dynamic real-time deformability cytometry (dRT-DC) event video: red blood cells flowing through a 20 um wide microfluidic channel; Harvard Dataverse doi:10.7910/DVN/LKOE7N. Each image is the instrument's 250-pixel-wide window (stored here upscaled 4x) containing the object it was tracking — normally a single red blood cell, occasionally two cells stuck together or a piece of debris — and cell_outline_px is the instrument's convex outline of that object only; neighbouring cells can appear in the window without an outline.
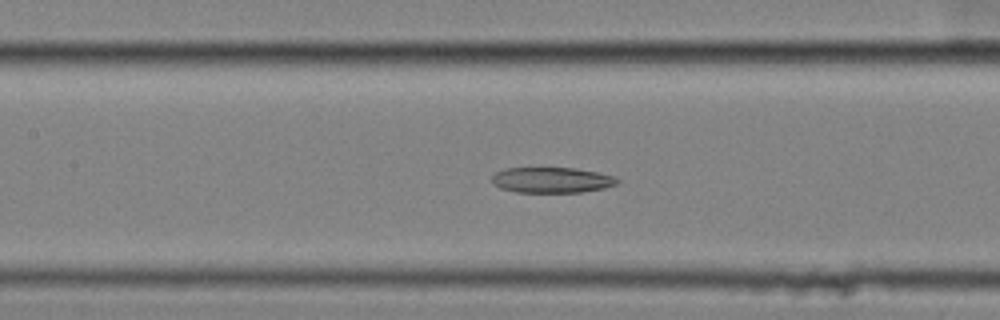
{"species": "common noctule bat (a hibernating species)", "species_latin": "Nyctalus noctula", "temperature_condition": "cold", "stored_images_in_passage": 43, "camera_frame_rate_fps": 3000, "um_per_image_px": 0.085, "animal": {"sex": "female", "body_mass_g": 25.1}, "frame": {"image": 1, "passage_image": 21, "time_ms": 6.667, "image_size_px": [1000, 320], "cell_outline_px": [[620, 180], [616, 184], [604, 188], [580, 192], [516, 192], [500, 188], [492, 184], [492, 176], [496, 172], [508, 168], [576, 168], [616, 176]], "centroid_in_image_um": [46.9, 15.3], "position_along_channel_um": 160.5, "area_um2": 18.67}}
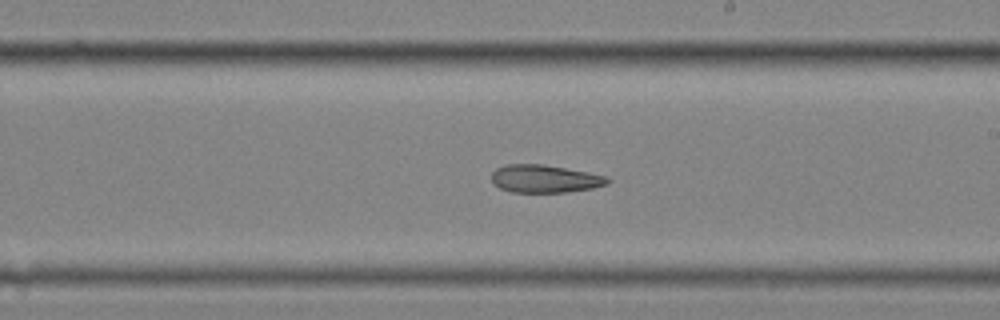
{"frame": {"image": 2, "passage_image": 28, "time_ms": 9.0, "image_size_px": [1000, 320], "cell_outline_px": [[612, 180], [608, 184], [592, 188], [564, 192], [512, 192], [500, 188], [492, 184], [492, 172], [496, 168], [504, 164], [540, 164], [588, 172], [608, 176]], "centroid_in_image_um": [46.3, 15.19], "position_along_channel_um": 242.7, "area_um2": 18.84}}
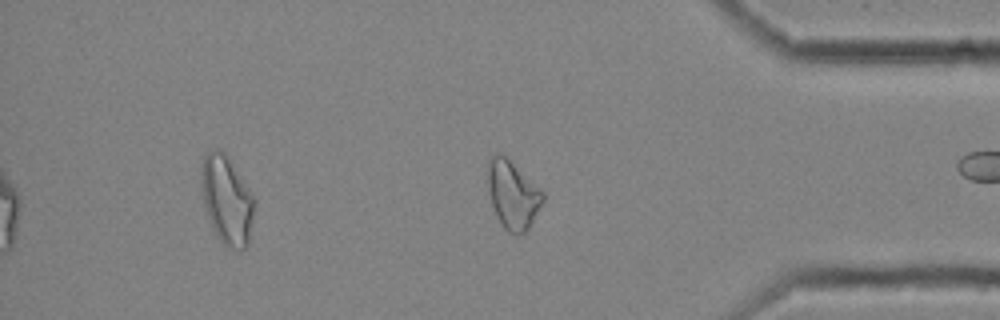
{"frame": {"image": 3, "passage_image": 42, "time_ms": 13.667, "image_size_px": [1000, 320], "cell_outline_px": [[544, 200], [528, 228], [524, 232], [508, 232], [504, 228], [496, 216], [492, 204], [488, 188], [488, 160], [496, 152], [500, 152], [540, 188], [544, 192]], "centroid_in_image_um": [43.57, 16.52], "position_along_channel_um": 391.6, "area_um2": 21.39}}